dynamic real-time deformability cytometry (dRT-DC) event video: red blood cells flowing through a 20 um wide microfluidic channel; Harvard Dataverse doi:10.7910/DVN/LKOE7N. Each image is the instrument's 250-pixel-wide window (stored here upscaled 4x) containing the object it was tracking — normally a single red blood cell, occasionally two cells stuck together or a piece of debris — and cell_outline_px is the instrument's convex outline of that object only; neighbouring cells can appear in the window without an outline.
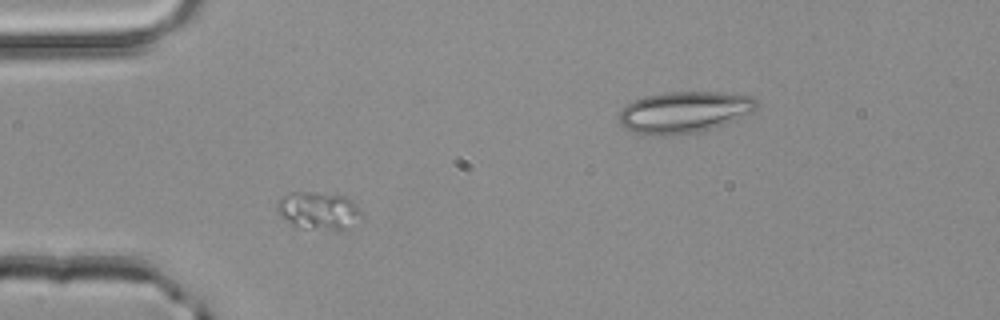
{"species": "common noctule bat (a hibernating species)", "species_latin": "Nyctalus noctula", "temperature_condition": "room temperature", "stored_images_in_passage": 2, "camera_frame_rate_fps": 3000, "um_per_image_px": 0.085, "animal": {"sex": "male", "body_mass_g": 20.4}, "frame": {"image": 1, "passage_image": 1, "time_ms": 0.0, "image_size_px": [1000, 320], "cell_outline_px": [[364, 220], [344, 228], [300, 228], [292, 224], [276, 212], [276, 208], [280, 196], [288, 192], [316, 192], [344, 196], [356, 204], [364, 212]], "centroid_in_image_um": [27.09, 17.88], "position_along_channel_um": 57.9, "area_um2": 18.61}}